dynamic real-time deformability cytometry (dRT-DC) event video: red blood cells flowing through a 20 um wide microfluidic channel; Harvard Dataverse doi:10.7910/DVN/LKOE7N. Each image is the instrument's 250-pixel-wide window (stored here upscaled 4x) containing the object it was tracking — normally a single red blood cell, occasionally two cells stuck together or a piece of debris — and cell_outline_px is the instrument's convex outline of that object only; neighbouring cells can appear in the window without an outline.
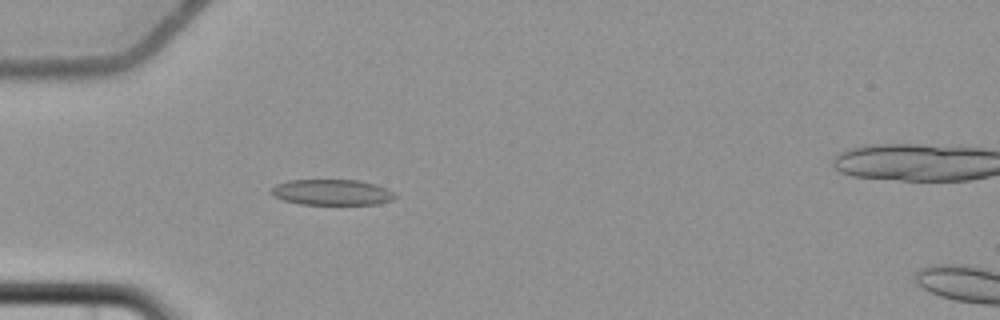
{"species": "common noctule bat (a hibernating species)", "species_latin": "Nyctalus noctula", "temperature_condition": "cold", "stored_images_in_passage": 7, "camera_frame_rate_fps": 3000, "um_per_image_px": 0.085, "animal": {"sex": "female", "body_mass_g": 22.7, "forearm_length_mm": 54.2}, "frame": {"image": 1, "passage_image": 6, "time_ms": 6.0, "image_size_px": [1000, 320], "cell_outline_px": [[400, 196], [392, 200], [376, 204], [300, 204], [284, 200], [276, 196], [272, 192], [272, 188], [276, 184], [288, 180], [360, 180], [376, 184]], "centroid_in_image_um": [28.25, 16.34], "position_along_channel_um": 56.7, "area_um2": 18.44}}